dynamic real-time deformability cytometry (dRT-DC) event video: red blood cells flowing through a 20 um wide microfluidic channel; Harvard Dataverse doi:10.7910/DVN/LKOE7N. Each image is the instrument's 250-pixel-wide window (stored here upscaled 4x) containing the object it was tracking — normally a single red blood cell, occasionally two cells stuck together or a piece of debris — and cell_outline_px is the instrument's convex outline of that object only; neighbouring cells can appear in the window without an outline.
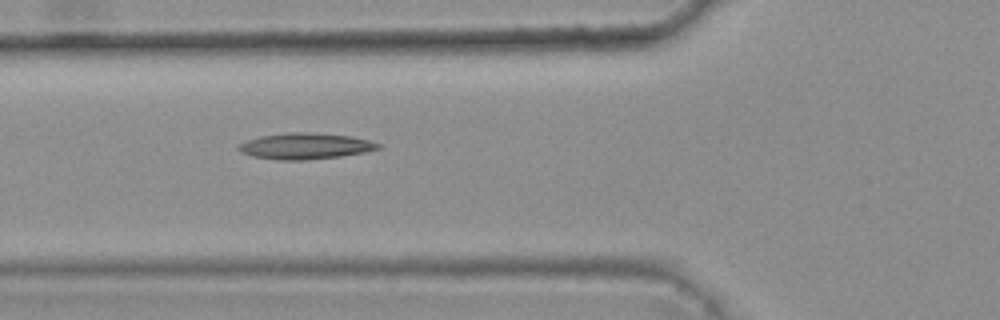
{"species": "common noctule bat (a hibernating species)", "species_latin": "Nyctalus noctula", "temperature_condition": "warm", "stored_images_in_passage": 5, "camera_frame_rate_fps": 3000, "um_per_image_px": 0.085, "animal": {"sex": "female", "body_mass_g": 25.1}, "frame": {"image": 1, "passage_image": 5, "time_ms": 1.333, "image_size_px": [1000, 320], "cell_outline_px": [[384, 148], [364, 152], [340, 156], [304, 160], [280, 160], [252, 156], [240, 152], [236, 148], [236, 144], [260, 136], [288, 132], [308, 132], [352, 136], [368, 140], [380, 144]], "centroid_in_image_um": [25.93, 12.41], "position_along_channel_um": 99.9, "area_um2": 21.33}}